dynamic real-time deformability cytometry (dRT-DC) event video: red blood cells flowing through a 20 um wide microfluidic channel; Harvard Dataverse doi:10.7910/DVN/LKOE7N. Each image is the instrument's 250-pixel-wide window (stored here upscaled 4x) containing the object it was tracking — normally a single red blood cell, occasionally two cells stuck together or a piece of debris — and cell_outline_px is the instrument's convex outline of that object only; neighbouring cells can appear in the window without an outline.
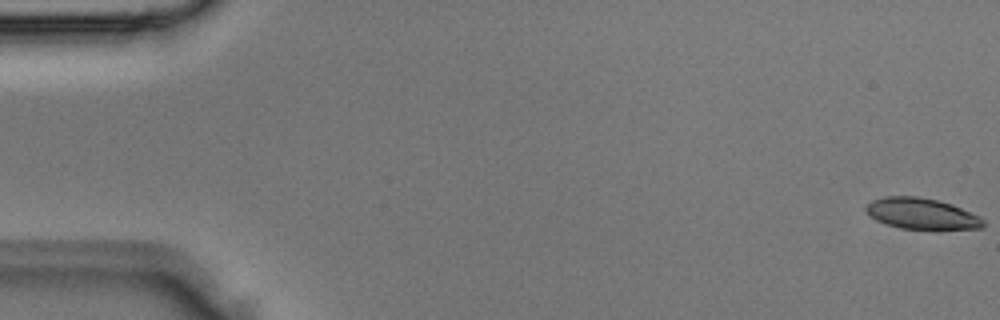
{"species": "Egyptian fruit bat (a non-hibernating species)", "species_latin": "Rousettus aegyptiacus", "temperature_condition": "room temperature", "stored_images_in_passage": 4, "camera_frame_rate_fps": 3000, "um_per_image_px": 0.085, "animal": {"sex": "male"}, "frame": {"image": 1, "passage_image": 1, "time_ms": 0.0, "image_size_px": [1000, 320], "cell_outline_px": [[984, 228], [936, 232], [932, 232], [900, 228], [876, 220], [864, 208], [872, 200], [884, 196], [916, 196], [936, 200], [952, 204], [980, 216], [984, 220]], "centroid_in_image_um": [78.43, 18.22], "position_along_channel_um": 6.6, "area_um2": 22.02}}